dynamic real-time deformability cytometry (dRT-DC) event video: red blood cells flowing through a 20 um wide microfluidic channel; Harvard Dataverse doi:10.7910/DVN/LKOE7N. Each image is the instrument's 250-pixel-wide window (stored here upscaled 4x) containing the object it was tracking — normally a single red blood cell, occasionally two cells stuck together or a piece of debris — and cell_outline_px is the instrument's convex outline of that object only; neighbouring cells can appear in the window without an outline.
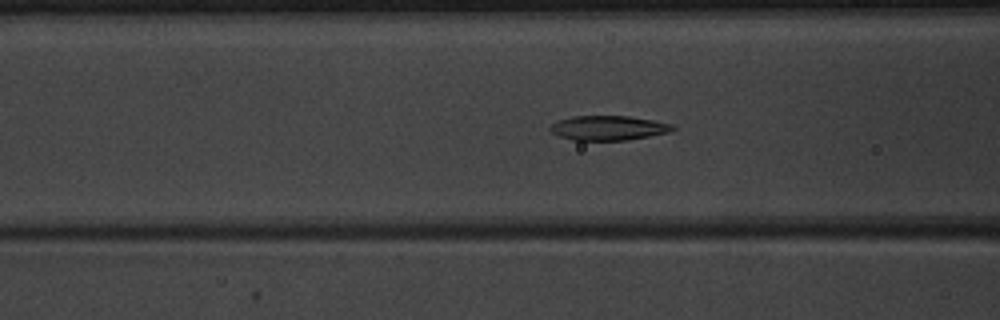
{"species": "common noctule bat (a hibernating species)", "species_latin": "Nyctalus noctula", "temperature_condition": "warm", "stored_images_in_passage": 37, "camera_frame_rate_fps": 3000, "um_per_image_px": 0.085, "animal": {"sex": "male", "body_mass_g": 20.1, "forearm_length_mm": 53.5}, "frame": {"image": 1, "passage_image": 6, "time_ms": 1.667, "image_size_px": [1000, 320], "cell_outline_px": [[676, 128], [668, 132], [628, 140], [572, 140], [560, 136], [552, 132], [548, 128], [552, 124], [560, 120], [572, 116], [628, 116], [676, 124]], "centroid_in_image_um": [51.73, 10.87], "position_along_channel_um": 114.9, "area_um2": 17.46}}
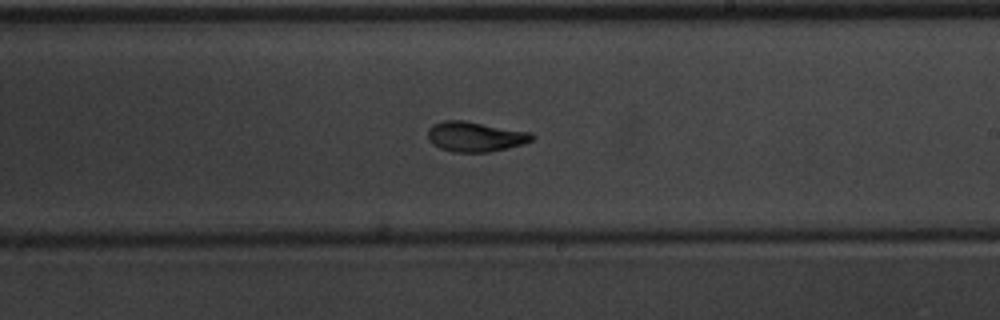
{"frame": {"image": 2, "passage_image": 16, "time_ms": 5.0, "image_size_px": [1000, 320], "cell_outline_px": [[536, 136], [532, 140], [524, 144], [488, 152], [452, 152], [440, 148], [432, 144], [428, 140], [428, 128], [432, 124], [444, 120], [464, 120], [532, 132]], "centroid_in_image_um": [40.39, 11.61], "position_along_channel_um": 248.6, "area_um2": 18.44}}
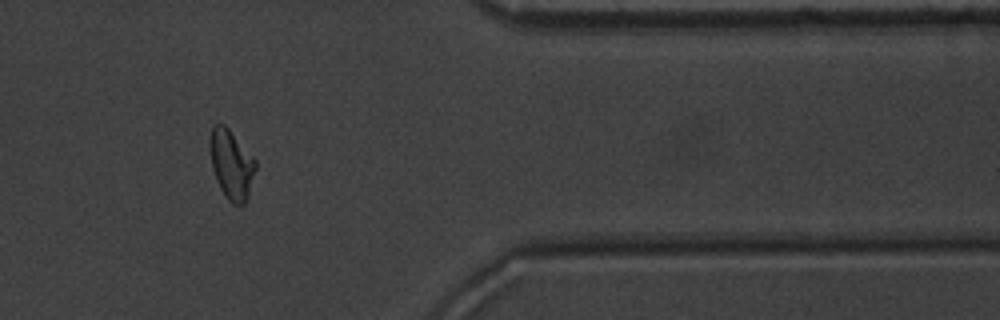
{"frame": {"image": 3, "passage_image": 28, "time_ms": 9.0, "image_size_px": [1000, 320], "cell_outline_px": [[256, 168], [248, 196], [244, 204], [232, 204], [228, 200], [220, 188], [212, 168], [212, 124], [224, 124], [228, 128], [256, 160]], "centroid_in_image_um": [19.71, 14.01], "position_along_channel_um": 391.7, "area_um2": 17.8}, "authors_computed_cell_mechanics": {"area_um2": 17.8602, "velocity_mm_per_s": 4.0009, "shape_relaxation_time_tau1_ms": 2.8726, "shape_relaxation_time_tau2_ms": 1.1591, "deformation_change_tau1": 0.156, "deformation_change_tau2": 0.0576}}